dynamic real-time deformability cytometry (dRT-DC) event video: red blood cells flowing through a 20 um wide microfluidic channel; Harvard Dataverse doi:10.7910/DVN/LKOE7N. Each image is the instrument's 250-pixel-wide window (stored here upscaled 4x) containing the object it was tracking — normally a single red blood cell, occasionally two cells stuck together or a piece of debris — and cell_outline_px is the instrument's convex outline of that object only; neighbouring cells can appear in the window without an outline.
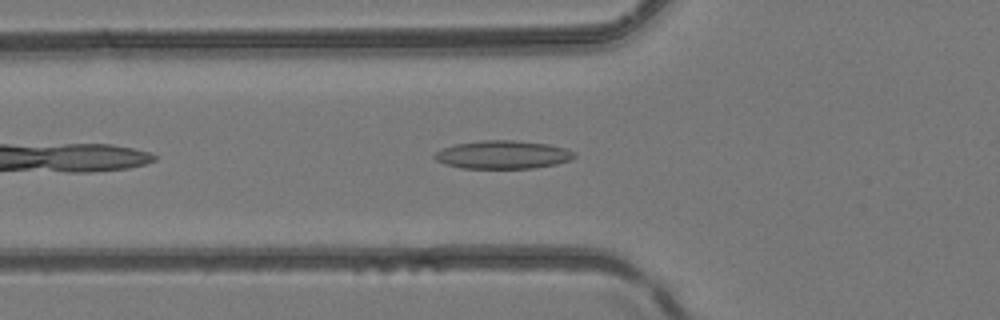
{"species": "common noctule bat (a hibernating species)", "species_latin": "Nyctalus noctula", "temperature_condition": "room temperature", "stored_images_in_passage": 13, "camera_frame_rate_fps": 3000, "um_per_image_px": 0.085, "animal": {"sex": "female", "body_mass_g": 24.6, "forearm_length_mm": 56.2}, "frame": {"image": 1, "passage_image": 4, "time_ms": 1.0, "image_size_px": [1000, 320], "cell_outline_px": [[576, 156], [568, 160], [556, 164], [532, 168], [460, 168], [444, 164], [436, 160], [432, 156], [436, 152], [444, 148], [456, 144], [480, 140], [512, 140], [548, 144], [564, 148], [576, 152]], "centroid_in_image_um": [42.72, 13.15], "position_along_channel_um": 83.1, "area_um2": 22.89}}
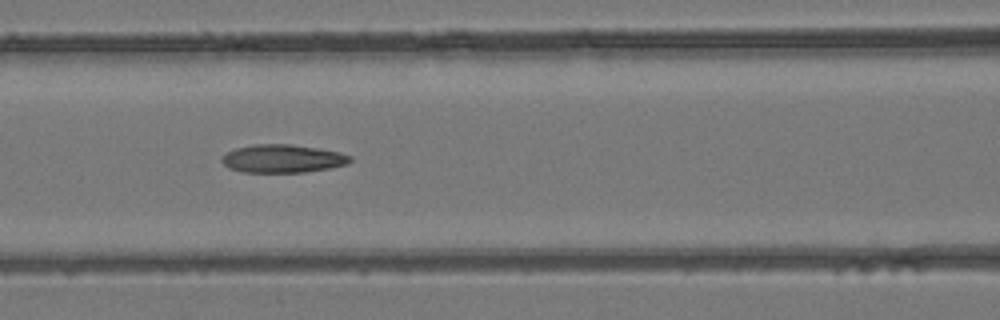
{"frame": {"image": 2, "passage_image": 8, "time_ms": 2.333, "image_size_px": [1000, 320], "cell_outline_px": [[352, 160], [348, 164], [328, 168], [304, 172], [244, 172], [228, 168], [220, 160], [228, 152], [236, 148], [252, 144], [292, 144], [340, 152], [352, 156]], "centroid_in_image_um": [24.04, 13.48], "position_along_channel_um": 142.6, "area_um2": 20.98}}